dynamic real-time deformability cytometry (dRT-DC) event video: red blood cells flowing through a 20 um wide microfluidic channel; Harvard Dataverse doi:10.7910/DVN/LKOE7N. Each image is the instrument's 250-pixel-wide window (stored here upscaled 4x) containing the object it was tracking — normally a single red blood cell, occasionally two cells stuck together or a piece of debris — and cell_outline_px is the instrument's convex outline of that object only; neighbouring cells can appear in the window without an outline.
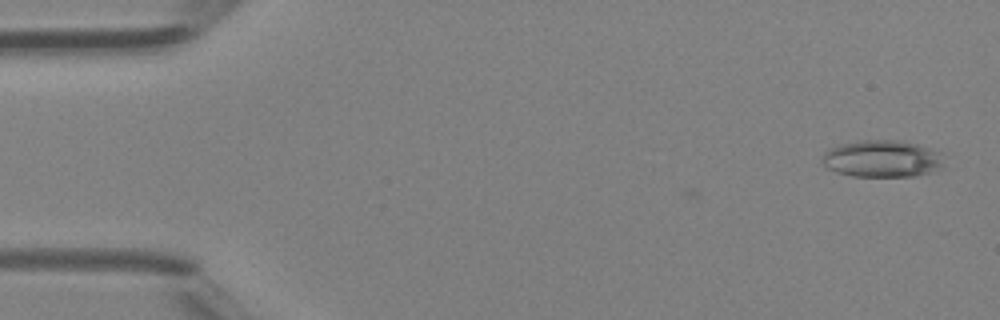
{"species": "Egyptian fruit bat (a non-hibernating species)", "species_latin": "Rousettus aegyptiacus", "temperature_condition": "room temperature", "stored_images_in_passage": 3, "camera_frame_rate_fps": 3000, "um_per_image_px": 0.085, "animal": {"sex": "female"}, "frame": {"image": 1, "passage_image": 3, "time_ms": 0.667, "image_size_px": [1000, 320], "cell_outline_px": [[944, 168], [932, 172], [916, 176], [852, 176], [836, 172], [828, 168], [824, 164], [824, 152], [840, 144], [856, 140], [900, 140], [916, 144], [940, 152]], "centroid_in_image_um": [75.01, 13.49], "position_along_channel_um": 10.0, "area_um2": 26.24}}